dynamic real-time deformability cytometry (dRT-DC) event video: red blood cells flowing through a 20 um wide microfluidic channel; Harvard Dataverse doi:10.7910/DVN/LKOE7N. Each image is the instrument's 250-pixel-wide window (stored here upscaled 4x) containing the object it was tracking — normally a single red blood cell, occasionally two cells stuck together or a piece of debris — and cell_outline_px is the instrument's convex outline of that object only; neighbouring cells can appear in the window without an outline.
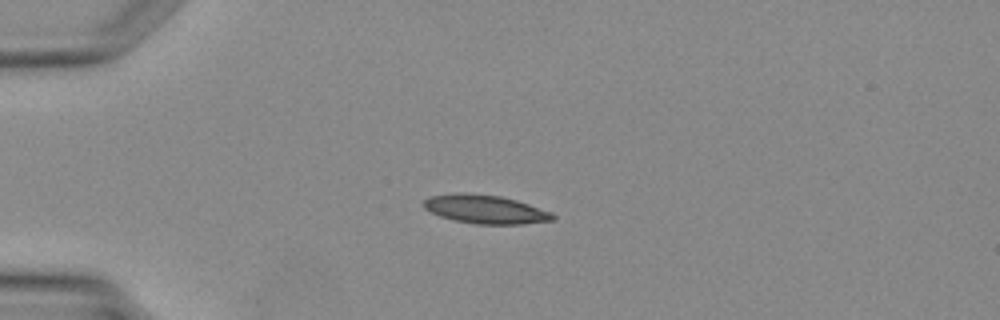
{"species": "Egyptian fruit bat (a non-hibernating species)", "species_latin": "Rousettus aegyptiacus", "temperature_condition": "warm", "stored_images_in_passage": 2, "camera_frame_rate_fps": 3000, "um_per_image_px": 0.085, "animal": {"sex": "female"}, "frame": {"image": 1, "passage_image": 2, "time_ms": 1.0, "image_size_px": [1000, 320], "cell_outline_px": [[556, 220], [524, 224], [476, 224], [452, 220], [440, 216], [424, 208], [420, 204], [428, 196], [460, 192], [464, 192], [500, 196], [516, 200], [552, 212], [556, 216]], "centroid_in_image_um": [41.24, 17.79], "position_along_channel_um": 43.8, "area_um2": 21.79}}